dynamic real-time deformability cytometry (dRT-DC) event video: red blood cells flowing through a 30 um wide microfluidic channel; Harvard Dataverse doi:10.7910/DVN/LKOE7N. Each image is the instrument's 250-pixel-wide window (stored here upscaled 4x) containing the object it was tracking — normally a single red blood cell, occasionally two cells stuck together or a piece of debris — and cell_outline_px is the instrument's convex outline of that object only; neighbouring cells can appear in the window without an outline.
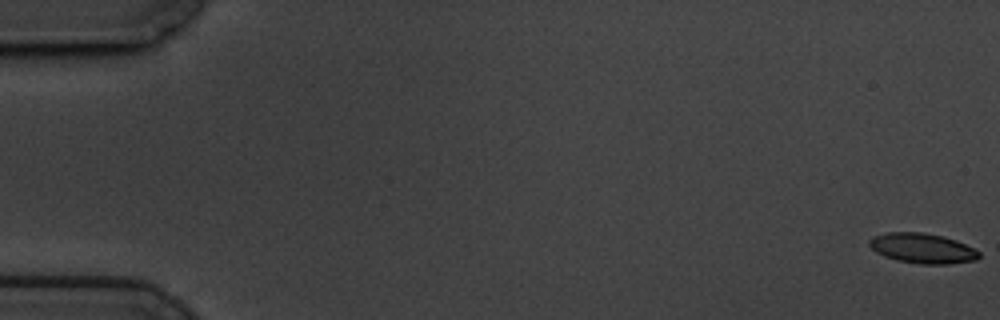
{"species": "common noctule bat (a hibernating species)", "species_latin": "Nyctalus noctula", "temperature_condition": "cold", "stored_images_in_passage": 59, "camera_frame_rate_fps": 3000, "um_per_image_px": 0.085, "animal": {"sex": "male", "body_mass_g": 19.5, "forearm_length_mm": 54.6}, "frame": {"image": 1, "passage_image": 1, "time_ms": 0.0, "image_size_px": [1000, 320], "cell_outline_px": [[980, 256], [976, 260], [948, 264], [920, 264], [896, 260], [884, 256], [876, 252], [868, 244], [868, 240], [872, 236], [888, 232], [924, 232], [944, 236], [956, 240], [980, 252]], "centroid_in_image_um": [78.38, 21.1], "position_along_channel_um": 6.6, "area_um2": 19.31}}
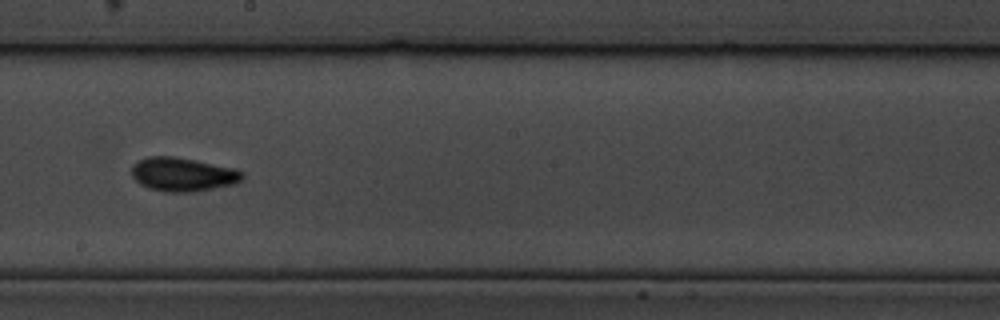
{"frame": {"image": 2, "passage_image": 34, "time_ms": 11.0, "image_size_px": [1000, 320], "cell_outline_px": [[244, 176], [240, 180], [232, 184], [192, 192], [164, 192], [148, 188], [140, 184], [132, 176], [132, 164], [148, 156], [172, 156], [196, 160], [236, 168], [244, 172]], "centroid_in_image_um": [15.52, 14.82], "position_along_channel_um": 232.7, "area_um2": 21.79}}
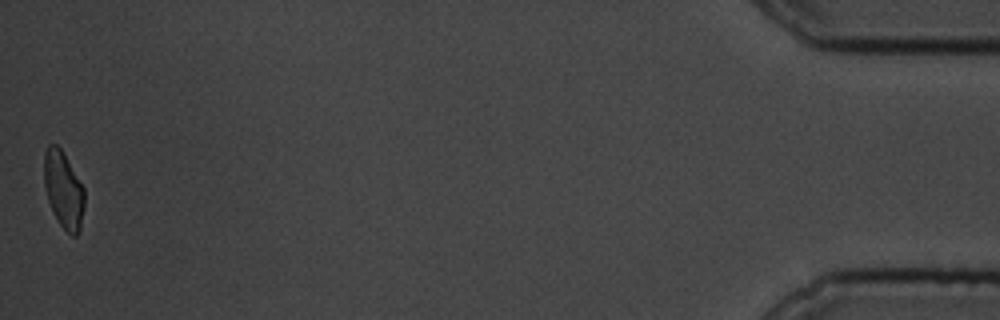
{"frame": {"image": 3, "passage_image": 59, "time_ms": 19.333, "image_size_px": [1000, 320], "cell_outline_px": [[84, 208], [80, 228], [76, 236], [72, 236], [60, 224], [52, 212], [48, 200], [44, 184], [44, 152], [48, 144], [56, 144], [60, 148], [84, 188]], "centroid_in_image_um": [5.38, 16.14], "position_along_channel_um": 429.8, "area_um2": 17.92}, "authors_computed_cell_mechanics": {"area_um2": 19.7098, "velocity_mm_per_s": 3.4465, "shape_relaxation_time_tau1_ms": 3.1493, "shape_relaxation_time_tau2_ms": 3.5705, "deformation_change_tau1": 0.0915, "deformation_change_tau2": 0.0884}}